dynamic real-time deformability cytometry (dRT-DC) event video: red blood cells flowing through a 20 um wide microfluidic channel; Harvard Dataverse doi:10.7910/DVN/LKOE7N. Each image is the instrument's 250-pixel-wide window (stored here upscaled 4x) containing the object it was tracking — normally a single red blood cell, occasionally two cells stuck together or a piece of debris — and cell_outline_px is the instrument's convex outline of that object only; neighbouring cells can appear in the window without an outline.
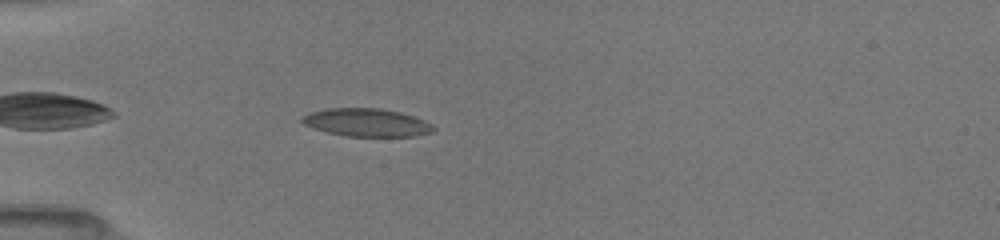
{"species": "common noctule bat (a hibernating species)", "species_latin": "Nyctalus noctula", "temperature_condition": "room temperature", "stored_images_in_passage": 8, "camera_frame_rate_fps": 3000, "um_per_image_px": 0.085, "animal": {"sex": "female", "body_mass_g": 19.5, "forearm_length_mm": 54.1}, "frame": {"image": 1, "passage_image": 2, "time_ms": 0.667, "image_size_px": [1000, 240], "cell_outline_px": [[436, 128], [432, 132], [416, 136], [344, 136], [312, 128], [304, 124], [300, 120], [300, 116], [308, 112], [328, 108], [380, 108], [400, 112], [424, 120], [432, 124]], "centroid_in_image_um": [31.13, 10.41], "position_along_channel_um": 53.9, "area_um2": 21.56}}
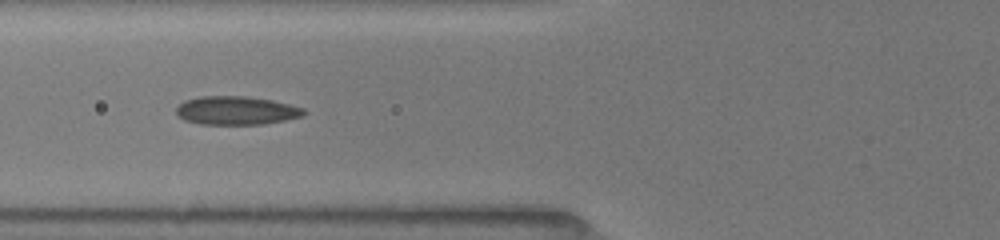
{"frame": {"image": 2, "passage_image": 6, "time_ms": 2.333, "image_size_px": [1000, 240], "cell_outline_px": [[308, 112], [304, 116], [264, 124], [200, 124], [184, 120], [176, 112], [176, 108], [184, 100], [200, 96], [248, 96], [272, 100], [304, 108]], "centroid_in_image_um": [20.11, 9.39], "position_along_channel_um": 105.7, "area_um2": 21.27}}
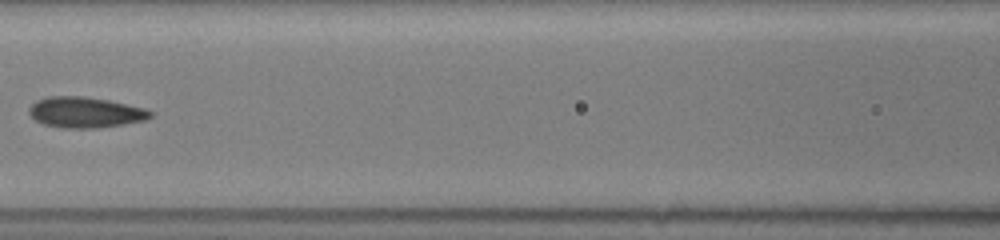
{"frame": {"image": 3, "passage_image": 8, "time_ms": 3.667, "image_size_px": [1000, 240], "cell_outline_px": [[152, 116], [144, 120], [124, 124], [96, 128], [64, 128], [44, 124], [36, 120], [28, 112], [28, 108], [36, 100], [48, 96], [84, 96], [108, 100], [144, 108], [152, 112]], "centroid_in_image_um": [7.22, 9.54], "position_along_channel_um": 159.4, "area_um2": 21.62}}